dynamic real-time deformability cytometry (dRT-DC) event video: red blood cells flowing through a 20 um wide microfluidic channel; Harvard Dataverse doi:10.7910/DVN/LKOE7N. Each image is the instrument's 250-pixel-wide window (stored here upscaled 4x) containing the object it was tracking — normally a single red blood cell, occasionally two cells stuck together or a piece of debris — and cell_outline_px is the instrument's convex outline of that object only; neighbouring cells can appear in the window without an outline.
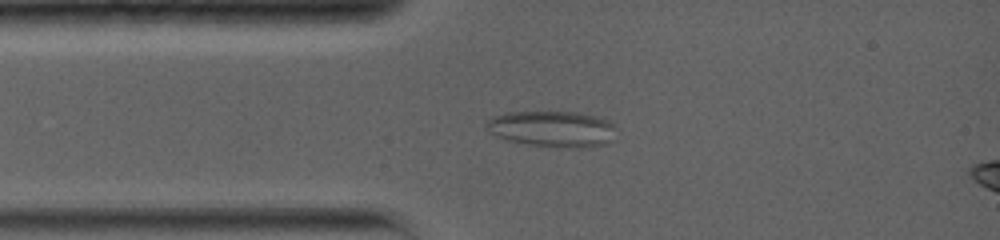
{"species": "common noctule bat (a hibernating species)", "species_latin": "Nyctalus noctula", "temperature_condition": "warm", "stored_images_in_passage": 31, "camera_frame_rate_fps": 5000, "um_per_image_px": 0.085, "animal": {"sex": "female", "body_mass_g": 19.0, "forearm_length_mm": 56.7}, "frame": {"image": 1, "passage_image": 5, "time_ms": 1.8, "image_size_px": [1000, 240], "cell_outline_px": [[616, 140], [604, 144], [576, 148], [568, 148], [528, 144], [504, 140], [496, 136], [484, 124], [492, 116], [504, 112], [576, 112], [596, 116], [608, 120], [616, 128]], "centroid_in_image_um": [46.97, 10.96], "position_along_channel_um": 38.0, "area_um2": 27.51}}
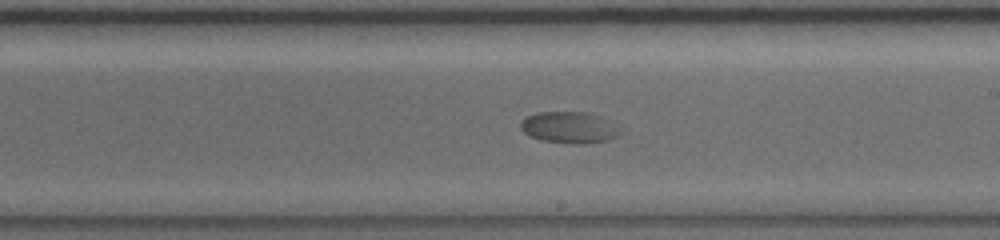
{"frame": {"image": 2, "passage_image": 17, "time_ms": 7.6, "image_size_px": [1000, 240], "cell_outline_px": [[628, 128], [624, 132], [608, 140], [584, 144], [572, 144], [540, 140], [524, 132], [520, 128], [520, 124], [528, 116], [540, 112], [588, 112], [604, 116]], "centroid_in_image_um": [48.56, 10.83], "position_along_channel_um": 240.4, "area_um2": 18.9}}
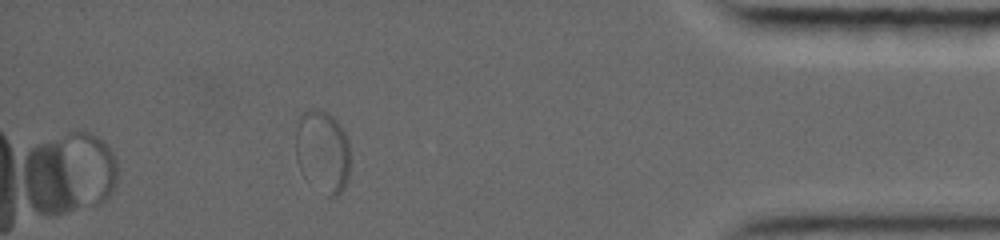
{"frame": {"image": 3, "passage_image": 29, "time_ms": 13.6, "image_size_px": [1000, 240], "cell_outline_px": [[348, 180], [344, 188], [336, 196], [328, 196], [300, 168], [296, 160], [296, 120], [308, 108], [316, 108], [328, 112], [340, 124], [348, 140]], "centroid_in_image_um": [27.42, 12.78], "position_along_channel_um": 407.8, "area_um2": 25.78}}